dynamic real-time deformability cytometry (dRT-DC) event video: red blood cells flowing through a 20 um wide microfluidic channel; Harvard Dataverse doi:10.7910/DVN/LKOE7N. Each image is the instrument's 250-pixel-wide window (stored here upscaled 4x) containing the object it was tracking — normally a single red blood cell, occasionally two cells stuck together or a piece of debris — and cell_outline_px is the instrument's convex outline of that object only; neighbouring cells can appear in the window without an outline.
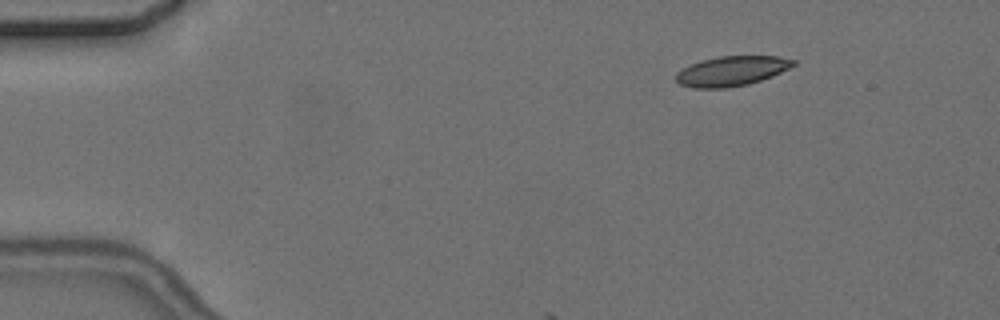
{"species": "common noctule bat (a hibernating species)", "species_latin": "Nyctalus noctula", "temperature_condition": "cold", "stored_images_in_passage": 4, "camera_frame_rate_fps": 3000, "um_per_image_px": 0.085, "animal": {"sex": "female", "body_mass_g": 24.6, "forearm_length_mm": 56.2}, "frame": {"image": 1, "passage_image": 2, "time_ms": 1.0, "image_size_px": [1000, 320], "cell_outline_px": [[796, 64], [772, 76], [748, 84], [724, 88], [692, 88], [680, 84], [676, 80], [676, 72], [700, 60], [720, 56], [780, 56], [796, 60]], "centroid_in_image_um": [62.19, 6.03], "position_along_channel_um": 22.8, "area_um2": 20.29}}